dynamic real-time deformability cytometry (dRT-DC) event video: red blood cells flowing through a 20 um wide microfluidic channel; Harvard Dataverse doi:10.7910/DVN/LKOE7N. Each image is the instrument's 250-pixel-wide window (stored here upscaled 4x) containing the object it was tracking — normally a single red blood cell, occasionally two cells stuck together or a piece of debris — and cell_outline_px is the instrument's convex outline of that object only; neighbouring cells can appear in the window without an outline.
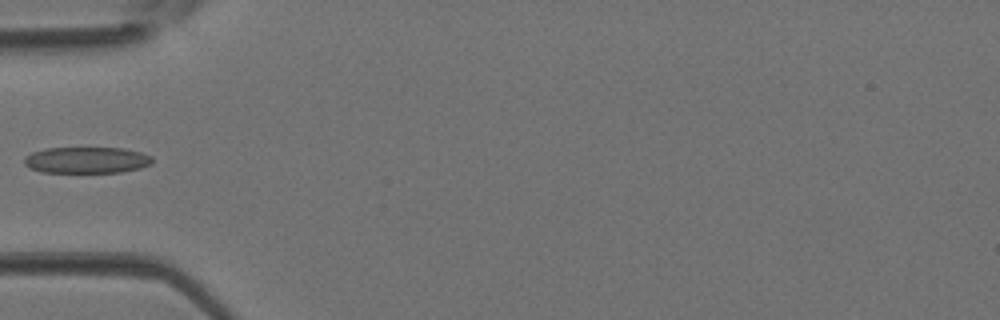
{"species": "Egyptian fruit bat (a non-hibernating species)", "species_latin": "Rousettus aegyptiacus", "temperature_condition": "room temperature", "stored_images_in_passage": 4, "camera_frame_rate_fps": 3000, "um_per_image_px": 0.085, "animal": {"sex": "female"}, "frame": {"image": 1, "passage_image": 4, "time_ms": 1.0, "image_size_px": [1000, 320], "cell_outline_px": [[152, 164], [140, 168], [120, 172], [44, 172], [32, 168], [24, 164], [24, 156], [32, 152], [44, 148], [124, 148], [140, 152], [152, 156]], "centroid_in_image_um": [7.37, 13.6], "position_along_channel_um": 77.6, "area_um2": 19.59}}